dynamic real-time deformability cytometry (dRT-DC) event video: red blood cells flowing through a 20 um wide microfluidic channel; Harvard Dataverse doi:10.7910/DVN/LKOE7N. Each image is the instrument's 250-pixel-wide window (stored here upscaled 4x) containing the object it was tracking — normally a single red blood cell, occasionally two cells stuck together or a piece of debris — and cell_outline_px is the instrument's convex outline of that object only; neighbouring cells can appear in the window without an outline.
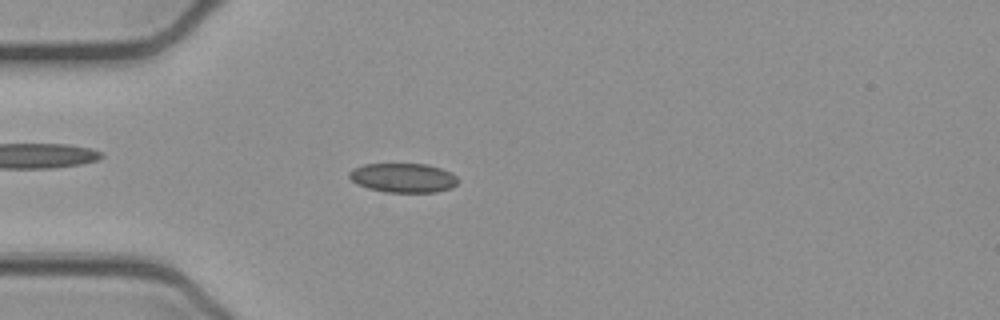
{"species": "common noctule bat (a hibernating species)", "species_latin": "Nyctalus noctula", "temperature_condition": "cold", "stored_images_in_passage": 52, "camera_frame_rate_fps": 3000, "um_per_image_px": 0.085, "animal": {"sex": "female", "body_mass_g": 21.9}, "frame": {"image": 1, "passage_image": 14, "time_ms": 4.333, "image_size_px": [1000, 320], "cell_outline_px": [[460, 180], [452, 188], [436, 192], [384, 192], [368, 188], [356, 184], [348, 176], [348, 172], [352, 168], [364, 164], [428, 164], [452, 172]], "centroid_in_image_um": [34.27, 15.11], "position_along_channel_um": 50.7, "area_um2": 18.79}}
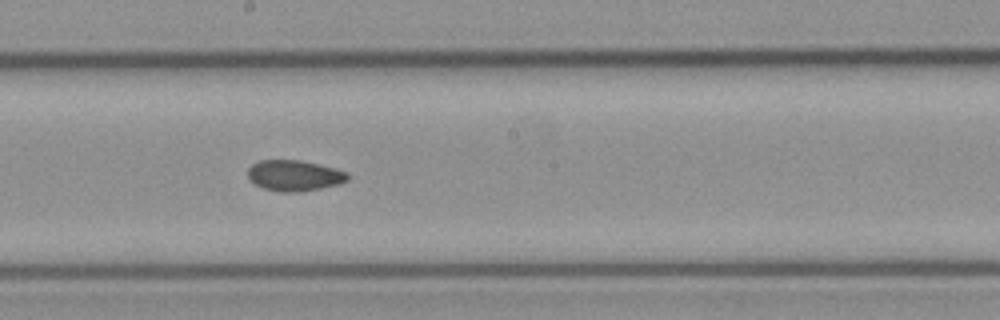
{"frame": {"image": 2, "passage_image": 28, "time_ms": 9.0, "image_size_px": [1000, 320], "cell_outline_px": [[348, 180], [340, 184], [300, 192], [280, 192], [264, 188], [248, 180], [248, 168], [252, 164], [260, 160], [300, 160], [320, 164], [348, 172]], "centroid_in_image_um": [25.02, 14.92], "position_along_channel_um": 223.2, "area_um2": 18.03}}
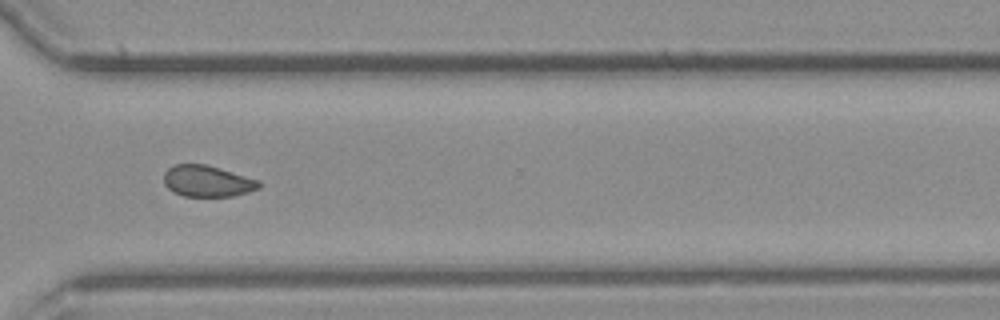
{"frame": {"image": 3, "passage_image": 38, "time_ms": 12.333, "image_size_px": [1000, 320], "cell_outline_px": [[260, 188], [248, 192], [232, 196], [184, 196], [172, 192], [164, 184], [164, 172], [168, 168], [176, 164], [204, 164], [220, 168], [260, 180]], "centroid_in_image_um": [17.62, 15.39], "position_along_channel_um": 353.0, "area_um2": 17.4}, "authors_computed_cell_mechanics": {"area_um2": 18.1492, "velocity_mm_per_s": 3.8985, "shape_relaxation_time_tau1_ms": null, "shape_relaxation_time_tau2_ms": 2.0173, "deformation_change_tau1": null, "deformation_change_tau2": 0.0485}}